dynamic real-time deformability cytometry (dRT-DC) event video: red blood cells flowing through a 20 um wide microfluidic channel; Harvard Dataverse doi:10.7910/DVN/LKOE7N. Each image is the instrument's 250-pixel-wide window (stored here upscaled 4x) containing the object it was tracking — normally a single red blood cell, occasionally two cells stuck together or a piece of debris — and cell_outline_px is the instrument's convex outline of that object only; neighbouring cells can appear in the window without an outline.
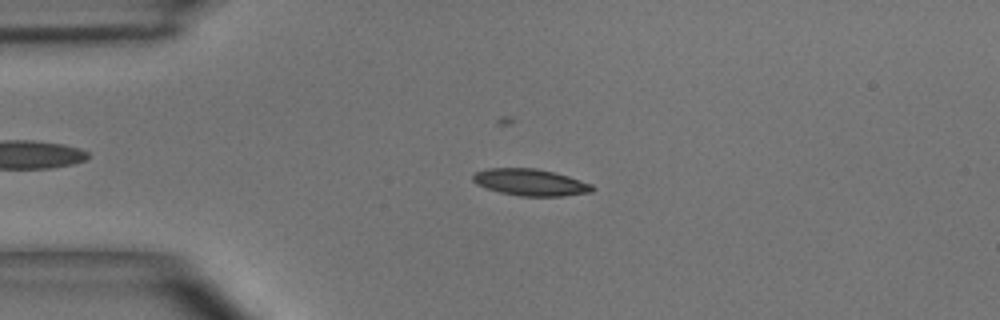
{"species": "common noctule bat (a hibernating species)", "species_latin": "Nyctalus noctula", "temperature_condition": "room temperature", "stored_images_in_passage": 49, "camera_frame_rate_fps": 3000, "um_per_image_px": 0.085, "animal": {"sex": "male", "body_mass_g": 15.6}, "frame": {"image": 1, "passage_image": 11, "time_ms": 3.333, "image_size_px": [1000, 320], "cell_outline_px": [[596, 188], [592, 192], [564, 196], [520, 196], [500, 192], [476, 184], [472, 180], [472, 176], [476, 172], [488, 168], [536, 168], [556, 172], [592, 184]], "centroid_in_image_um": [45.11, 15.49], "position_along_channel_um": 39.9, "area_um2": 18.67}}
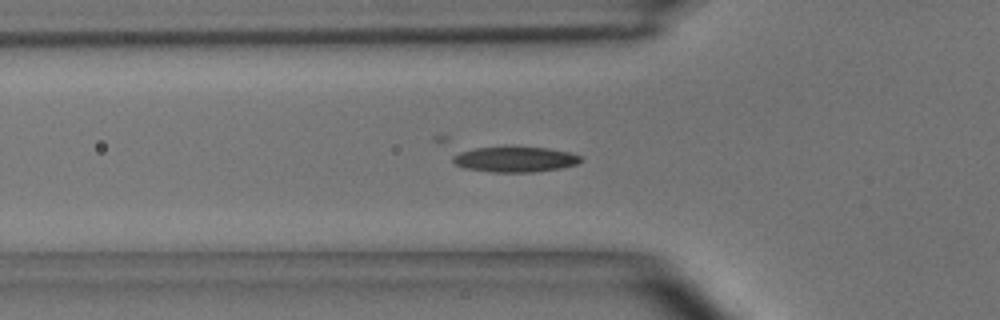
{"frame": {"image": 2, "passage_image": 16, "time_ms": 5.0, "image_size_px": [1000, 320], "cell_outline_px": [[584, 160], [576, 164], [560, 168], [532, 172], [492, 172], [464, 168], [456, 164], [432, 140], [436, 136], [448, 136], [548, 148], [568, 152], [580, 156]], "centroid_in_image_um": [42.78, 13.23], "position_along_channel_um": 83.0, "area_um2": 25.03}}
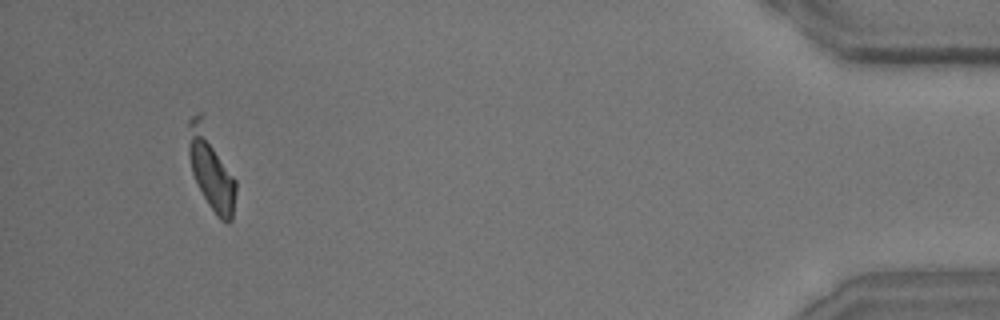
{"frame": {"image": 3, "passage_image": 46, "time_ms": 15.0, "image_size_px": [1000, 320], "cell_outline_px": [[236, 192], [232, 220], [228, 224], [220, 220], [216, 216], [208, 204], [192, 172], [188, 152], [188, 120], [192, 116], [200, 112], [236, 180]], "centroid_in_image_um": [17.94, 14.4], "position_along_channel_um": 417.3, "area_um2": 22.08}}